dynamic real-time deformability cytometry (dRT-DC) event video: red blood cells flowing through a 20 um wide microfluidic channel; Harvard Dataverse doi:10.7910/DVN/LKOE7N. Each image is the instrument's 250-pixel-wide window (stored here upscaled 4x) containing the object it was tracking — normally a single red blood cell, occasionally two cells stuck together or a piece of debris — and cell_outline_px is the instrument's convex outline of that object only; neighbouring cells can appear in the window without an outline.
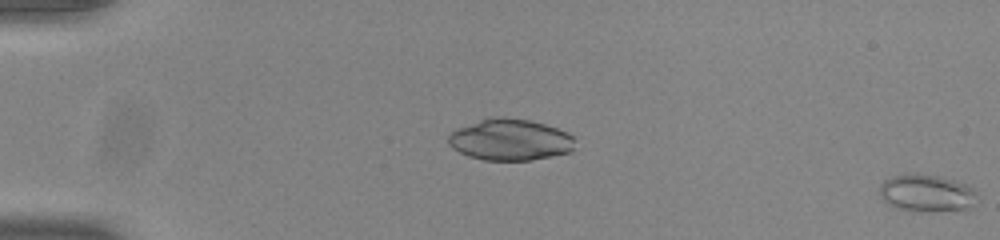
{"species": "common noctule bat (a hibernating species)", "species_latin": "Nyctalus noctula", "temperature_condition": "room temperature", "stored_images_in_passage": 15, "segment_of_instrument_passage": [2, 2], "camera_frame_rate_fps": 3000, "um_per_image_px": 0.085, "animal": {"sex": "male", "body_mass_g": 20.0, "forearm_length_mm": 53.3}, "frame": {"image": 1, "passage_image": 15, "time_ms": 4.667, "image_size_px": [1000, 240], "cell_outline_px": [[980, 200], [976, 204], [964, 208], [896, 208], [888, 204], [880, 196], [880, 184], [884, 180], [892, 176], [912, 172], [916, 172], [940, 176], [956, 180], [972, 188], [976, 192]], "centroid_in_image_um": [78.76, 16.32], "position_along_channel_um": 6.2, "area_um2": 20.52}}